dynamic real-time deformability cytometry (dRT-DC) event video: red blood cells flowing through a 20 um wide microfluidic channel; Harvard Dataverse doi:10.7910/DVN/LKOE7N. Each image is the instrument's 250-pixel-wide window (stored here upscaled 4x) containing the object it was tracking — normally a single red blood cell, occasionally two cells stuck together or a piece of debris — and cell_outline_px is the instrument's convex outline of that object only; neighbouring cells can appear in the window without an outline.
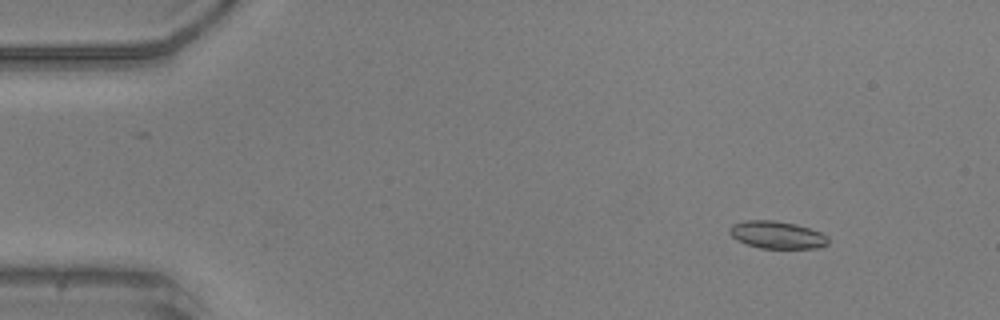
{"species": "common noctule bat (a hibernating species)", "species_latin": "Nyctalus noctula", "temperature_condition": "warm", "stored_images_in_passage": 9, "camera_frame_rate_fps": 3000, "um_per_image_px": 0.085, "animal": {"sex": "male", "body_mass_g": 20.5, "forearm_length_mm": 52.5}, "frame": {"image": 1, "passage_image": 6, "time_ms": 1.667, "image_size_px": [1000, 320], "cell_outline_px": [[828, 244], [820, 248], [760, 248], [736, 240], [728, 232], [728, 228], [732, 224], [744, 220], [776, 220], [796, 224], [820, 232], [828, 236]], "centroid_in_image_um": [66.03, 19.95], "position_along_channel_um": 19.0, "area_um2": 15.9}}